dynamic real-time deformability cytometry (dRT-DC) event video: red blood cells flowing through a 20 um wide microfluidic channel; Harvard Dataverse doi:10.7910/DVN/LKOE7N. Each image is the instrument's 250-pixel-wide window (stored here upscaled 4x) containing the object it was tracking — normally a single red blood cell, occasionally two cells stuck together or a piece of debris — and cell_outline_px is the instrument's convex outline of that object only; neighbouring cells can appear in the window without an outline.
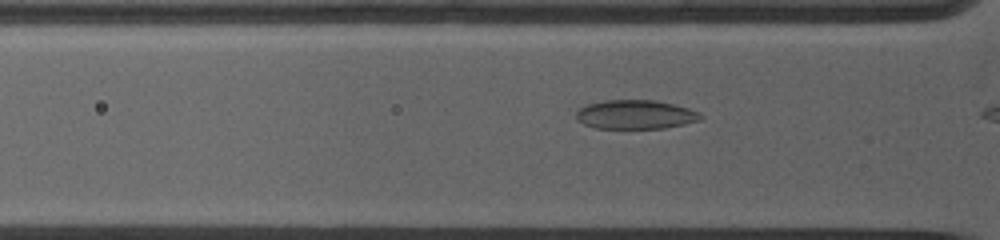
{"species": "common noctule bat (a hibernating species)", "species_latin": "Nyctalus noctula", "temperature_condition": "warm", "stored_images_in_passage": 9, "camera_frame_rate_fps": 5000, "um_per_image_px": 0.085, "animal": {"sex": "female", "body_mass_g": 19.0, "forearm_length_mm": 53.3}, "frame": {"image": 1, "passage_image": 7, "time_ms": 1.2, "image_size_px": [1000, 240], "cell_outline_px": [[704, 116], [700, 120], [684, 124], [664, 128], [596, 128], [584, 124], [576, 120], [576, 112], [580, 108], [588, 104], [604, 100], [656, 100], [676, 104], [700, 112]], "centroid_in_image_um": [54.04, 9.73], "position_along_channel_um": 71.8, "area_um2": 21.15}}